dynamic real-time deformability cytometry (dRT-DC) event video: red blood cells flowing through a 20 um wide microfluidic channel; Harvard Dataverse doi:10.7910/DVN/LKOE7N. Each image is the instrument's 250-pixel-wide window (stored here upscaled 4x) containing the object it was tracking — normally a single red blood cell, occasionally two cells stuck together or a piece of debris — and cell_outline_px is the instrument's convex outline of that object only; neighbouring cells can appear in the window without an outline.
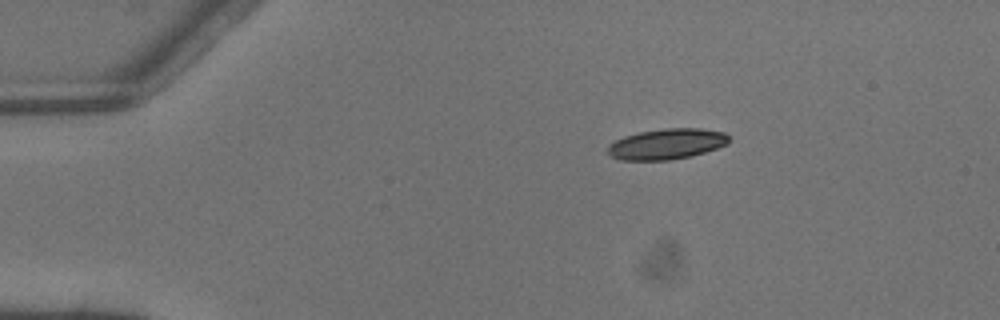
{"species": "common noctule bat (a hibernating species)", "species_latin": "Nyctalus noctula", "temperature_condition": "warm", "stored_images_in_passage": 4, "camera_frame_rate_fps": 3000, "um_per_image_px": 0.085, "animal": {"sex": "male", "body_mass_g": 13.3}, "frame": {"image": 1, "passage_image": 1, "time_ms": 0.0, "image_size_px": [1000, 320], "cell_outline_px": [[732, 140], [728, 144], [692, 156], [668, 160], [620, 160], [604, 152], [608, 144], [612, 140], [636, 132], [664, 128], [700, 128], [724, 132]], "centroid_in_image_um": [56.62, 12.23], "position_along_channel_um": 28.4, "area_um2": 22.08}}
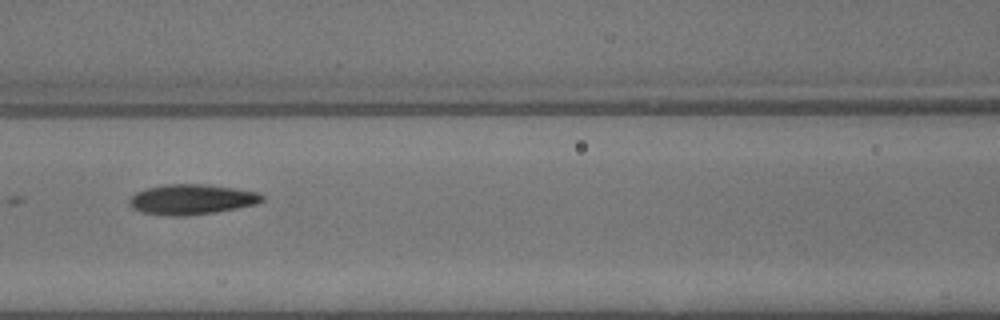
{"frame": {"image": 2, "passage_image": 4, "time_ms": 1.0, "image_size_px": [1000, 320], "cell_outline_px": [[264, 200], [256, 204], [216, 212], [180, 216], [172, 216], [144, 212], [132, 208], [128, 204], [128, 200], [136, 192], [148, 188], [164, 184], [204, 184], [260, 192], [264, 196]], "centroid_in_image_um": [16.3, 16.94], "position_along_channel_um": 150.3, "area_um2": 23.24}}